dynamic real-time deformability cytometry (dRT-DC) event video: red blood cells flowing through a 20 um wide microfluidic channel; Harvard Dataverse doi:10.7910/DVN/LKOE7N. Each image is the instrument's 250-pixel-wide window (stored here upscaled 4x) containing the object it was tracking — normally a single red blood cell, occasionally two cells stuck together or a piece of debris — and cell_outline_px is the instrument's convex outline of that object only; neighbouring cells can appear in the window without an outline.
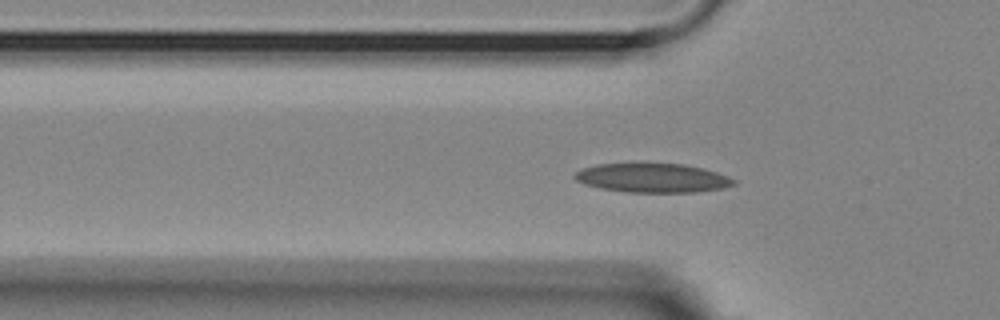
{"species": "Egyptian fruit bat (a non-hibernating species)", "species_latin": "Rousettus aegyptiacus", "temperature_condition": "room temperature", "stored_images_in_passage": 55, "camera_frame_rate_fps": 3000, "um_per_image_px": 0.085, "animal": {"sex": "female"}, "frame": {"image": 1, "passage_image": 16, "time_ms": 5.0, "image_size_px": [1000, 320], "cell_outline_px": [[736, 184], [724, 188], [696, 192], [628, 192], [600, 188], [584, 184], [576, 180], [572, 176], [580, 168], [596, 164], [684, 164], [704, 168], [728, 176], [736, 180]], "centroid_in_image_um": [55.46, 15.13], "position_along_channel_um": 70.3, "area_um2": 26.99}}
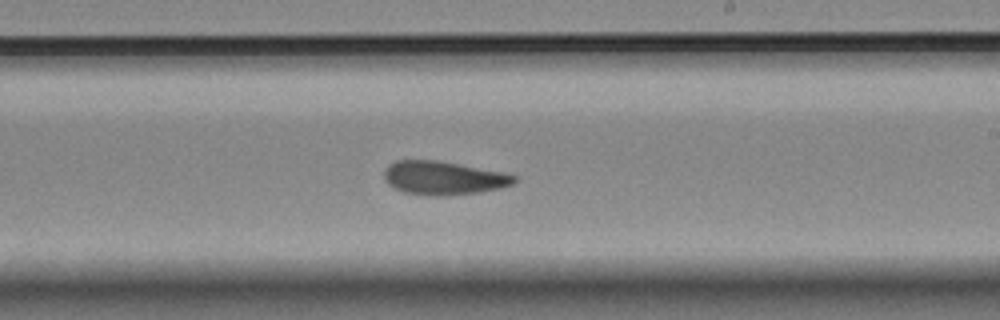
{"frame": {"image": 2, "passage_image": 31, "time_ms": 10.0, "image_size_px": [1000, 320], "cell_outline_px": [[516, 180], [512, 184], [500, 188], [480, 192], [448, 196], [432, 196], [404, 192], [388, 184], [384, 180], [384, 172], [388, 164], [396, 160], [436, 160], [504, 172], [516, 176]], "centroid_in_image_um": [37.68, 15.13], "position_along_channel_um": 251.3, "area_um2": 25.49}}
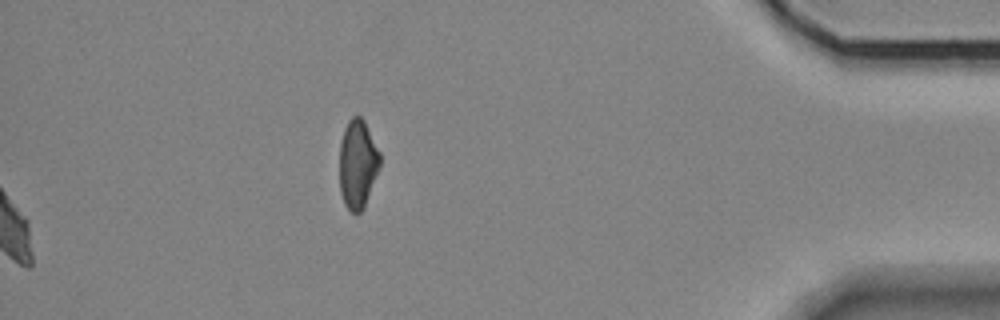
{"frame": {"image": 3, "passage_image": 55, "time_ms": 18.0, "image_size_px": [1000, 320], "cell_outline_px": [[380, 168], [364, 208], [360, 212], [352, 212], [344, 204], [340, 192], [340, 140], [344, 128], [348, 120], [352, 116], [360, 116], [364, 120], [380, 152]], "centroid_in_image_um": [30.4, 13.93], "position_along_channel_um": 404.8, "area_um2": 21.1}, "authors_computed_cell_mechanics": {"area_um2": 25.143, "velocity_mm_per_s": 3.6051, "shape_relaxation_time_tau1_ms": 6.8345, "shape_relaxation_time_tau2_ms": 4.0736, "deformation_change_tau1": 0.1717, "deformation_change_tau2": 0.1143}}